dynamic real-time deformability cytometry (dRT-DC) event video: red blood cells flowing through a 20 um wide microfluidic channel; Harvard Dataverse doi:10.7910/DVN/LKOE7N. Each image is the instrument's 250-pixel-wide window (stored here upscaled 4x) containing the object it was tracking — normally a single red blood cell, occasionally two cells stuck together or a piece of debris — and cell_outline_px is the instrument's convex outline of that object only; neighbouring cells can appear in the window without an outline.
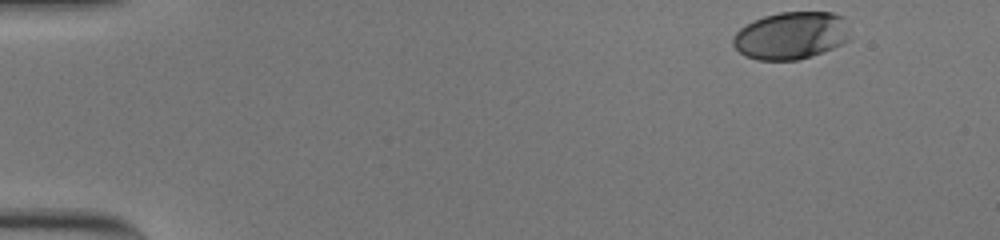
{"species": "human", "species_latin": "Homo sapiens", "temperature_condition": "cold", "stored_images_in_passage": 43, "camera_frame_rate_fps": 3000, "um_per_image_px": 0.085, "donor": {"sex": "male"}, "frame": {"image": 1, "passage_image": 1, "time_ms": 0.0, "image_size_px": [1000, 240], "cell_outline_px": [[852, 36], [848, 40], [832, 48], [812, 56], [800, 60], [756, 60], [744, 56], [732, 44], [732, 40], [736, 32], [740, 28], [764, 16], [780, 12], [832, 12], [844, 16]], "centroid_in_image_um": [67.27, 3.02], "position_along_channel_um": 17.7, "area_um2": 32.6}}
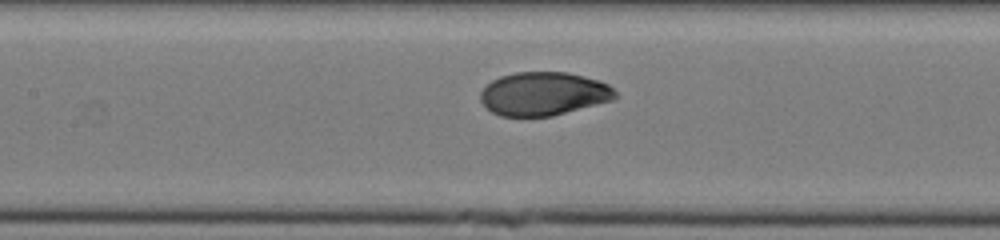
{"frame": {"image": 2, "passage_image": 23, "time_ms": 7.333, "image_size_px": [1000, 240], "cell_outline_px": [[620, 96], [612, 100], [552, 116], [500, 116], [492, 112], [480, 100], [480, 92], [492, 80], [500, 76], [516, 72], [568, 72], [600, 80], [608, 84]], "centroid_in_image_um": [46.22, 7.96], "position_along_channel_um": 161.2, "area_um2": 34.16}}
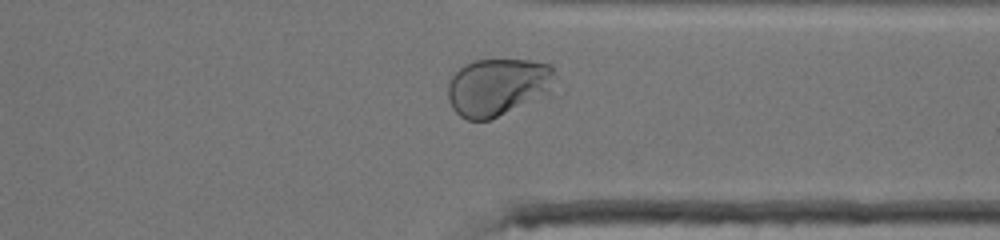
{"frame": {"image": 3, "passage_image": 40, "time_ms": 13.0, "image_size_px": [1000, 240], "cell_outline_px": [[552, 72], [548, 92], [488, 120], [468, 120], [460, 116], [452, 108], [448, 100], [448, 84], [452, 76], [464, 64], [476, 60], [528, 60], [548, 64], [552, 68]], "centroid_in_image_um": [42.19, 7.38], "position_along_channel_um": 369.2, "area_um2": 34.8}, "authors_computed_cell_mechanics": {"area_um2": 34.1598, "velocity_mm_per_s": 3.6704, "shape_relaxation_time_tau1_ms": 4.4978, "shape_relaxation_time_tau2_ms": null, "deformation_change_tau1": 0.1778, "deformation_change_tau2": null}}